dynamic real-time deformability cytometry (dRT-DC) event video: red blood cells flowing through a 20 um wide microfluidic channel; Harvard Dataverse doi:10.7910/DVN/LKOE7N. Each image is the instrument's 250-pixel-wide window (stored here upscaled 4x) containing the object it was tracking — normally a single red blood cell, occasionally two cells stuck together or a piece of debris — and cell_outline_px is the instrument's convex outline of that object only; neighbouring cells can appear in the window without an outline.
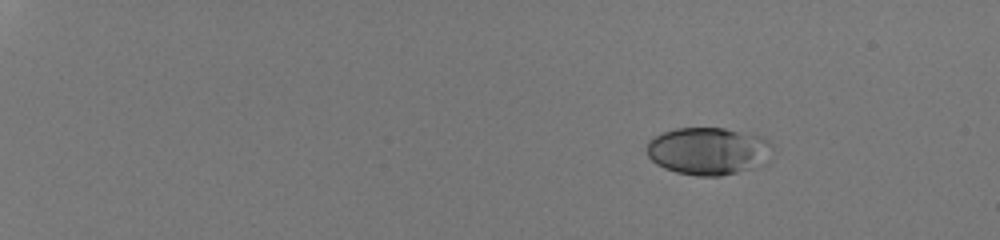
{"species": "human", "species_latin": "Homo sapiens", "temperature_condition": "room temperature", "stored_images_in_passage": 46, "camera_frame_rate_fps": 3000, "um_per_image_px": 0.085, "donor": {"sex": "male"}, "frame": {"image": 1, "passage_image": 1, "time_ms": 0.0, "image_size_px": [1000, 240], "cell_outline_px": [[772, 148], [748, 168], [736, 172], [720, 176], [696, 176], [676, 172], [664, 168], [656, 164], [648, 156], [648, 140], [660, 132], [676, 128], [724, 128], [756, 136], [768, 140], [772, 144]], "centroid_in_image_um": [60.03, 12.82], "position_along_channel_um": 25.0, "area_um2": 33.7}}
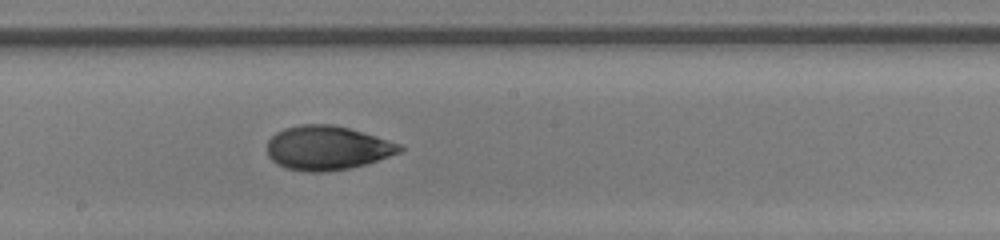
{"frame": {"image": 2, "passage_image": 27, "time_ms": 8.667, "image_size_px": [1000, 240], "cell_outline_px": [[404, 148], [400, 152], [364, 164], [348, 168], [324, 172], [308, 172], [288, 168], [276, 164], [268, 156], [268, 140], [276, 132], [284, 128], [300, 124], [332, 124], [348, 128], [400, 144]], "centroid_in_image_um": [27.76, 12.57], "position_along_channel_um": 220.4, "area_um2": 33.7}}
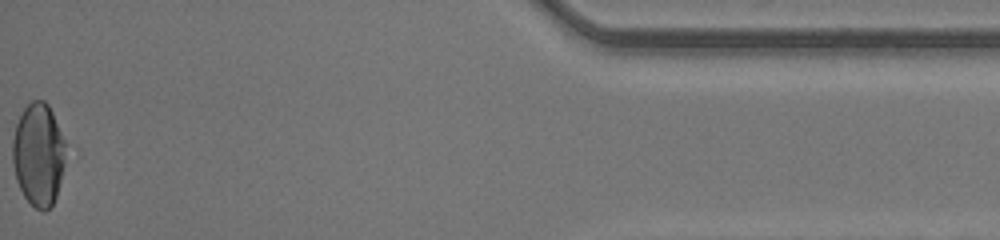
{"frame": {"image": 3, "passage_image": 46, "time_ms": 15.0, "image_size_px": [1000, 240], "cell_outline_px": [[64, 144], [60, 180], [56, 196], [52, 204], [44, 212], [36, 208], [24, 196], [16, 180], [12, 160], [12, 140], [16, 124], [24, 108], [32, 100], [44, 100], [48, 104], [52, 112], [64, 140]], "centroid_in_image_um": [3.22, 13.11], "position_along_channel_um": 432.0, "area_um2": 31.15}, "authors_computed_cell_mechanics": {"area_um2": 33.5529, "velocity_mm_per_s": 4.2746, "shape_relaxation_time_tau1_ms": 7.3706, "shape_relaxation_time_tau2_ms": 1.5802, "deformation_change_tau1": 0.2088, "deformation_change_tau2": 0.0596}}